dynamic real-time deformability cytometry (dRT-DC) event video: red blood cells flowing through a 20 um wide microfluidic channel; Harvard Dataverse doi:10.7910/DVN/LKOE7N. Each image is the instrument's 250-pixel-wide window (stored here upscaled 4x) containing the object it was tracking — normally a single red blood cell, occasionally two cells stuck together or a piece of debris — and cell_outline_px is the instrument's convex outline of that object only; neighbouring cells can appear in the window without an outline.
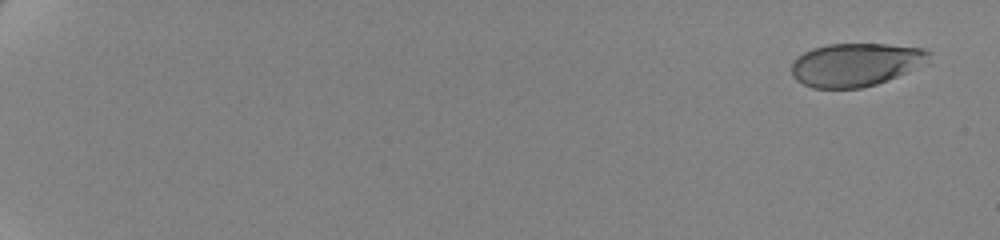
{"species": "human", "species_latin": "Homo sapiens", "temperature_condition": "cold", "stored_images_in_passage": 60, "camera_frame_rate_fps": 3000, "um_per_image_px": 0.085, "donor": {"sex": "female"}, "frame": {"image": 1, "passage_image": 1, "time_ms": 0.0, "image_size_px": [1000, 240], "cell_outline_px": [[932, 52], [928, 64], [888, 80], [876, 84], [860, 88], [812, 88], [796, 80], [792, 76], [792, 60], [804, 52], [812, 48], [828, 44], [888, 44], [924, 48]], "centroid_in_image_um": [72.77, 5.49], "position_along_channel_um": 12.2, "area_um2": 35.03}}
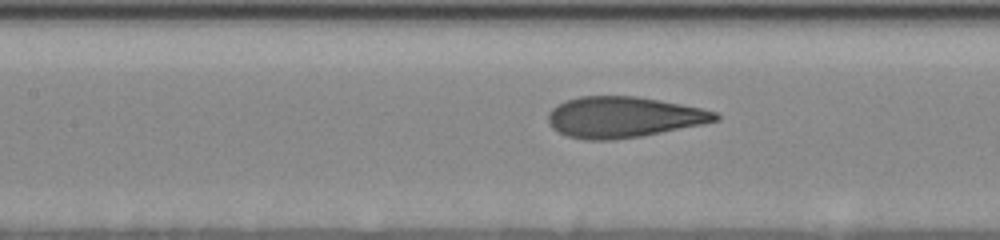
{"frame": {"image": 2, "passage_image": 31, "time_ms": 10.0, "image_size_px": [1000, 240], "cell_outline_px": [[720, 120], [704, 124], [640, 136], [612, 140], [584, 140], [568, 136], [552, 128], [548, 120], [548, 112], [556, 104], [564, 100], [580, 96], [636, 96], [660, 100], [700, 108], [716, 112], [720, 116]], "centroid_in_image_um": [52.97, 9.95], "position_along_channel_um": 154.4, "area_um2": 39.88}}
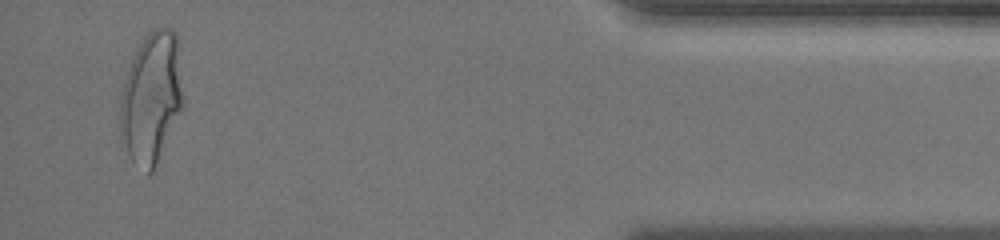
{"frame": {"image": 3, "passage_image": 58, "time_ms": 19.0, "image_size_px": [1000, 240], "cell_outline_px": [[184, 108], [152, 172], [148, 172], [132, 160], [128, 152], [120, 124], [120, 100], [124, 80], [132, 56], [144, 36], [152, 28], [172, 28], [176, 32], [184, 100]], "centroid_in_image_um": [12.9, 8.25], "position_along_channel_um": 422.3, "area_um2": 47.92}, "authors_computed_cell_mechanics": {"area_um2": 39.5641, "velocity_mm_per_s": 3.4877, "shape_relaxation_time_tau1_ms": 4.7959, "shape_relaxation_time_tau2_ms": null, "deformation_change_tau1": 0.2016, "deformation_change_tau2": null}}